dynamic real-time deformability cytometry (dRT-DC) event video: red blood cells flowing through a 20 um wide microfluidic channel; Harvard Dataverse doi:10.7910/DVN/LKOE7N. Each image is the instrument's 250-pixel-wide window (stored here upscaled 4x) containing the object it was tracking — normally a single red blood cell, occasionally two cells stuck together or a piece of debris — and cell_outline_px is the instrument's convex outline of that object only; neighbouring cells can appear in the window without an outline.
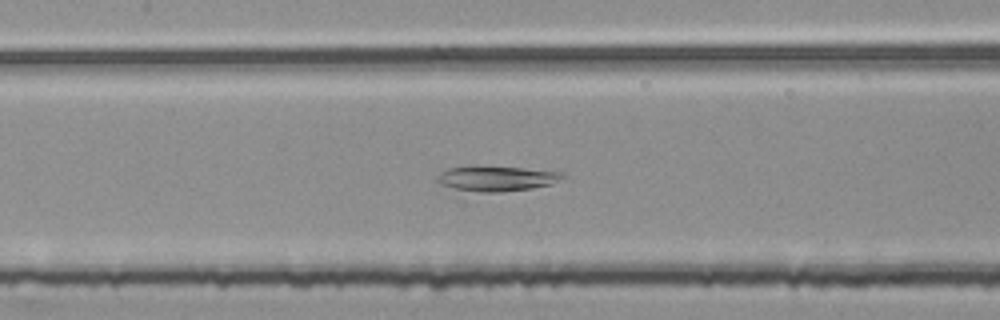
{"species": "common noctule bat (a hibernating species)", "species_latin": "Nyctalus noctula", "temperature_condition": "room temperature", "stored_images_in_passage": 56, "camera_frame_rate_fps": 3000, "um_per_image_px": 0.085, "animal": {"sex": "female", "body_mass_g": 25.1}, "frame": {"image": 1, "passage_image": 26, "time_ms": 8.333, "image_size_px": [1000, 320], "cell_outline_px": [[564, 176], [552, 184], [532, 188], [500, 192], [480, 192], [456, 188], [440, 184], [436, 180], [436, 176], [440, 172], [448, 168], [524, 168], [564, 172]], "centroid_in_image_um": [42.24, 15.2], "position_along_channel_um": 165.2, "area_um2": 17.63}}
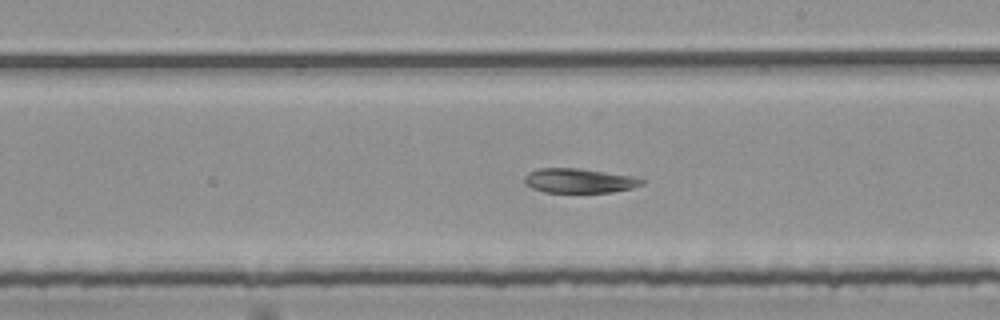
{"frame": {"image": 2, "passage_image": 32, "time_ms": 10.333, "image_size_px": [1000, 320], "cell_outline_px": [[644, 184], [632, 188], [612, 192], [544, 192], [532, 188], [524, 184], [524, 176], [528, 172], [536, 168], [580, 168], [632, 176], [644, 180]], "centroid_in_image_um": [49.19, 15.35], "position_along_channel_um": 239.8, "area_um2": 16.82}}
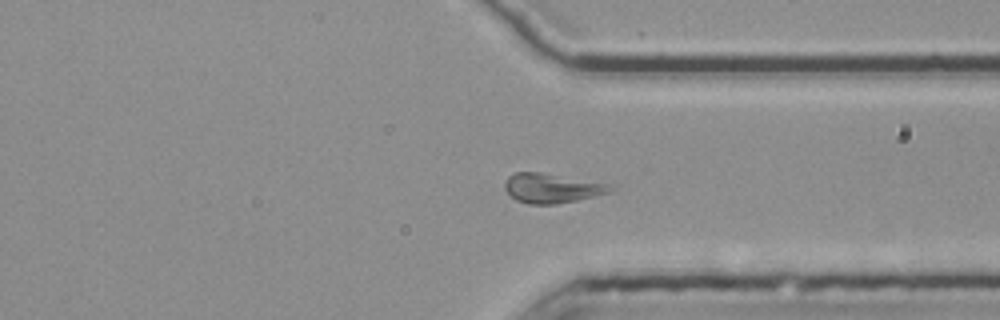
{"frame": {"image": 3, "passage_image": 42, "time_ms": 13.667, "image_size_px": [1000, 320], "cell_outline_px": [[616, 188], [612, 192], [596, 196], [556, 204], [528, 204], [516, 200], [504, 188], [504, 184], [508, 176], [512, 172], [540, 172], [608, 184]], "centroid_in_image_um": [46.9, 15.99], "position_along_channel_um": 364.5, "area_um2": 18.09}}